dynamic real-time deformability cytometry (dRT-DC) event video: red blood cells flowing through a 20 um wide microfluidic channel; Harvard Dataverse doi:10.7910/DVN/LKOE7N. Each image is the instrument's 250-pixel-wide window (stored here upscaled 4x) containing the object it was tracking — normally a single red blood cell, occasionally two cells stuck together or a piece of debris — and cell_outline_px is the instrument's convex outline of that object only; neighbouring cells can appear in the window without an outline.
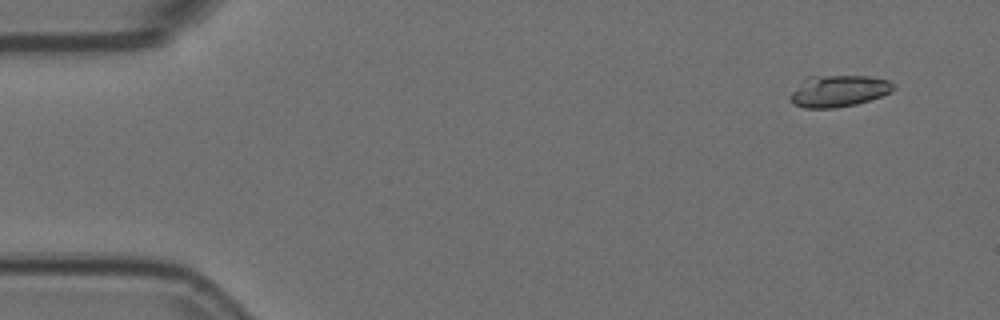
{"species": "Egyptian fruit bat (a non-hibernating species)", "species_latin": "Rousettus aegyptiacus", "temperature_condition": "room temperature", "stored_images_in_passage": 6, "camera_frame_rate_fps": 3000, "um_per_image_px": 0.085, "animal": {"sex": "female"}, "frame": {"image": 1, "passage_image": 2, "time_ms": 0.333, "image_size_px": [1000, 320], "cell_outline_px": [[896, 88], [892, 92], [856, 104], [836, 108], [804, 108], [792, 104], [788, 96], [808, 76], [868, 76], [888, 80]], "centroid_in_image_um": [71.26, 7.74], "position_along_channel_um": 13.7, "area_um2": 18.96}}
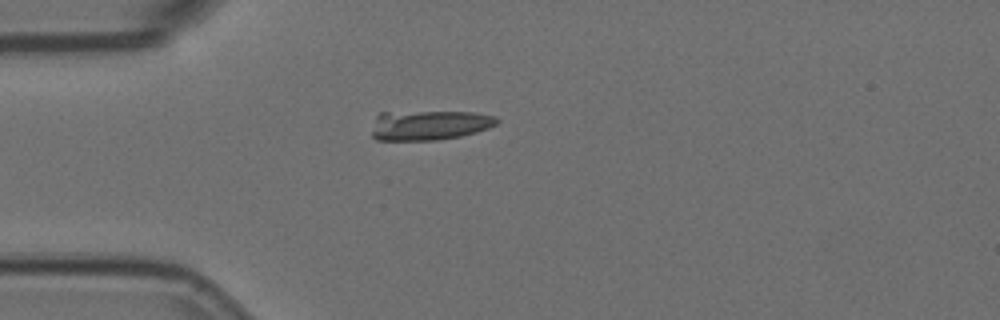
{"frame": {"image": 2, "passage_image": 5, "time_ms": 1.333, "image_size_px": [1000, 320], "cell_outline_px": [[500, 120], [496, 124], [488, 128], [476, 132], [460, 136], [436, 140], [376, 140], [372, 136], [372, 132], [376, 116], [380, 112], [476, 112], [496, 116]], "centroid_in_image_um": [36.5, 10.63], "position_along_channel_um": 48.5, "area_um2": 21.73}}